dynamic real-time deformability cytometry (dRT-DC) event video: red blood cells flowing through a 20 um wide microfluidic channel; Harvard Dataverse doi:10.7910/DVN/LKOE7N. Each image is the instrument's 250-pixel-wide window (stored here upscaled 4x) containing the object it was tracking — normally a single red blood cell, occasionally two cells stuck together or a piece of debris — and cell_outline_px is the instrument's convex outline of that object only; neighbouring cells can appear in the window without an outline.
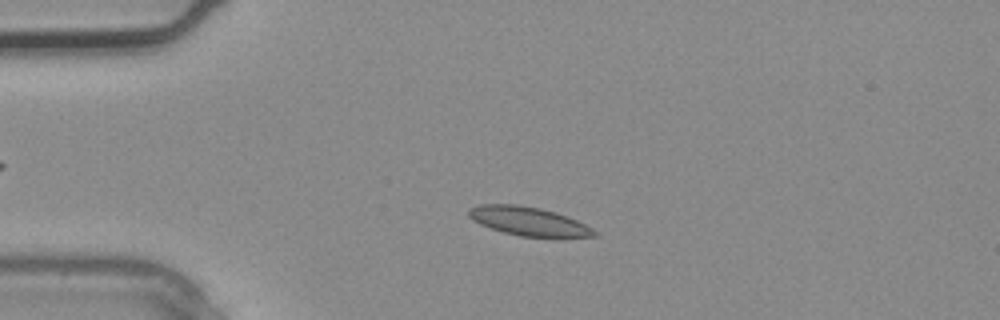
{"species": "common noctule bat (a hibernating species)", "species_latin": "Nyctalus noctula", "temperature_condition": "warm", "stored_images_in_passage": 3, "camera_frame_rate_fps": 3000, "um_per_image_px": 0.085, "animal": {"sex": "male", "body_mass_g": 20.4}, "frame": {"image": 1, "passage_image": 3, "time_ms": 0.667, "image_size_px": [1000, 320], "cell_outline_px": [[596, 236], [520, 236], [504, 232], [480, 224], [472, 220], [468, 216], [468, 208], [480, 204], [516, 204], [540, 208], [556, 212], [576, 220], [592, 228], [596, 232]], "centroid_in_image_um": [44.85, 18.78], "position_along_channel_um": 40.1, "area_um2": 20.63}}